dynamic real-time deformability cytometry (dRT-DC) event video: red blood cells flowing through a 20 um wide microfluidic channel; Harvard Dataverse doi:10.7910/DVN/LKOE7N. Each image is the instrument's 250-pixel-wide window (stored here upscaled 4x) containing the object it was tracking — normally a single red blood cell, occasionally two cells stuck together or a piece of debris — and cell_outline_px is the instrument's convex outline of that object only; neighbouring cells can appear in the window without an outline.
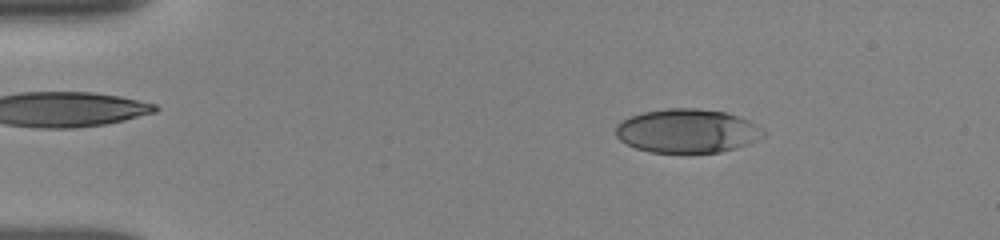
{"species": "human", "species_latin": "Homo sapiens", "temperature_condition": "room temperature", "stored_images_in_passage": 8, "camera_frame_rate_fps": 3000, "um_per_image_px": 0.085, "donor": {"sex": "female"}, "frame": {"image": 1, "passage_image": 3, "time_ms": 1.333, "image_size_px": [1000, 240], "cell_outline_px": [[768, 136], [748, 144], [736, 148], [720, 152], [688, 156], [684, 156], [648, 152], [636, 148], [620, 140], [616, 136], [616, 124], [632, 116], [644, 112], [668, 108], [696, 108], [724, 112], [748, 120], [756, 124], [768, 132]], "centroid_in_image_um": [58.46, 11.19], "position_along_channel_um": 26.5, "area_um2": 38.84}}
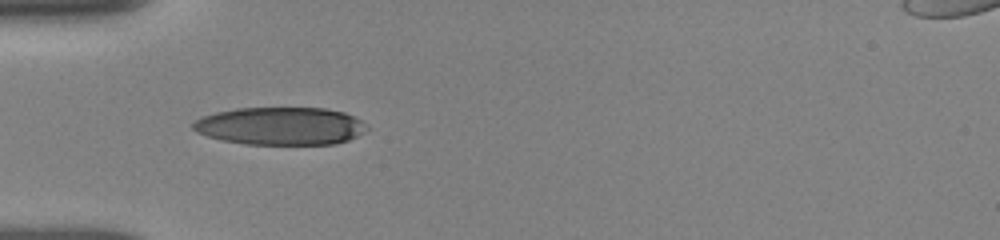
{"frame": {"image": 2, "passage_image": 7, "time_ms": 4.0, "image_size_px": [1000, 240], "cell_outline_px": [[368, 128], [356, 136], [348, 140], [332, 144], [244, 144], [220, 140], [196, 132], [192, 128], [192, 124], [196, 120], [204, 116], [216, 112], [236, 108], [324, 108], [344, 112], [356, 116]], "centroid_in_image_um": [23.82, 10.71], "position_along_channel_um": 61.2, "area_um2": 38.21}}